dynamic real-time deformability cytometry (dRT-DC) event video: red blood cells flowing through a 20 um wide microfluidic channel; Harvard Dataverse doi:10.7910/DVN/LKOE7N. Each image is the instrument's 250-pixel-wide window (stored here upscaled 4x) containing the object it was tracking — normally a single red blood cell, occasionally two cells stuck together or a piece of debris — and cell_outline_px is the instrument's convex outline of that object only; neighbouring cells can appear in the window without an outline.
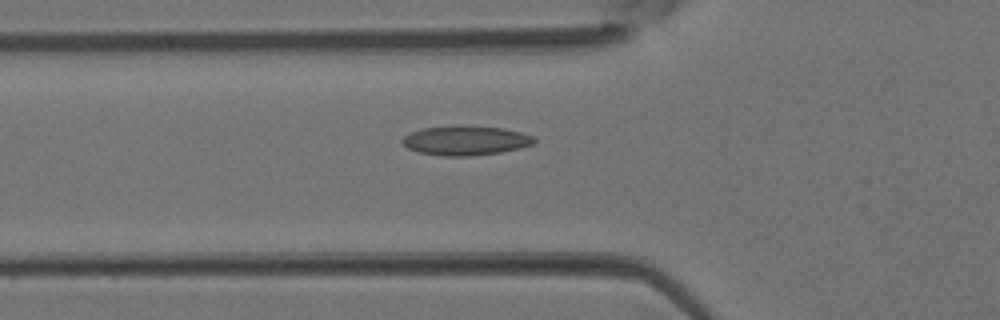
{"species": "Egyptian fruit bat (a non-hibernating species)", "species_latin": "Rousettus aegyptiacus", "temperature_condition": "room temperature", "stored_images_in_passage": 3, "camera_frame_rate_fps": 3000, "um_per_image_px": 0.085, "animal": {"sex": "female"}, "frame": {"image": 1, "passage_image": 3, "time_ms": 0.667, "image_size_px": [1000, 320], "cell_outline_px": [[536, 140], [532, 144], [520, 148], [500, 152], [472, 156], [444, 156], [420, 152], [408, 148], [400, 140], [404, 136], [420, 128], [504, 128], [520, 132], [532, 136]], "centroid_in_image_um": [39.58, 11.99], "position_along_channel_um": 86.2, "area_um2": 21.62}}